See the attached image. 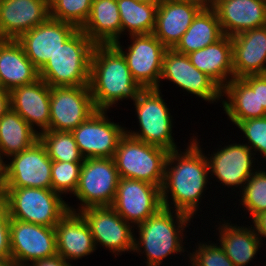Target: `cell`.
<instances>
[{
	"instance_id": "47",
	"label": "cell",
	"mask_w": 266,
	"mask_h": 266,
	"mask_svg": "<svg viewBox=\"0 0 266 266\" xmlns=\"http://www.w3.org/2000/svg\"><path fill=\"white\" fill-rule=\"evenodd\" d=\"M0 182H4V161L0 157Z\"/></svg>"
},
{
	"instance_id": "26",
	"label": "cell",
	"mask_w": 266,
	"mask_h": 266,
	"mask_svg": "<svg viewBox=\"0 0 266 266\" xmlns=\"http://www.w3.org/2000/svg\"><path fill=\"white\" fill-rule=\"evenodd\" d=\"M0 78L7 91L39 79V70L17 40L0 39Z\"/></svg>"
},
{
	"instance_id": "45",
	"label": "cell",
	"mask_w": 266,
	"mask_h": 266,
	"mask_svg": "<svg viewBox=\"0 0 266 266\" xmlns=\"http://www.w3.org/2000/svg\"><path fill=\"white\" fill-rule=\"evenodd\" d=\"M188 1H194L199 4H201L203 7H212L215 3V0H188Z\"/></svg>"
},
{
	"instance_id": "31",
	"label": "cell",
	"mask_w": 266,
	"mask_h": 266,
	"mask_svg": "<svg viewBox=\"0 0 266 266\" xmlns=\"http://www.w3.org/2000/svg\"><path fill=\"white\" fill-rule=\"evenodd\" d=\"M39 140V134L11 108L0 117V157L18 154Z\"/></svg>"
},
{
	"instance_id": "36",
	"label": "cell",
	"mask_w": 266,
	"mask_h": 266,
	"mask_svg": "<svg viewBox=\"0 0 266 266\" xmlns=\"http://www.w3.org/2000/svg\"><path fill=\"white\" fill-rule=\"evenodd\" d=\"M82 163L52 161V190L60 195L69 192L74 194L78 187Z\"/></svg>"
},
{
	"instance_id": "28",
	"label": "cell",
	"mask_w": 266,
	"mask_h": 266,
	"mask_svg": "<svg viewBox=\"0 0 266 266\" xmlns=\"http://www.w3.org/2000/svg\"><path fill=\"white\" fill-rule=\"evenodd\" d=\"M96 45H111L122 33L117 0H93L91 12L80 28Z\"/></svg>"
},
{
	"instance_id": "1",
	"label": "cell",
	"mask_w": 266,
	"mask_h": 266,
	"mask_svg": "<svg viewBox=\"0 0 266 266\" xmlns=\"http://www.w3.org/2000/svg\"><path fill=\"white\" fill-rule=\"evenodd\" d=\"M190 139L184 152L169 151L165 165L164 180L161 187L163 207L171 209L169 197L174 211L185 213L193 218L198 211L199 200L208 183L209 164L203 154L198 138ZM175 164V165H174ZM171 194V195H169Z\"/></svg>"
},
{
	"instance_id": "23",
	"label": "cell",
	"mask_w": 266,
	"mask_h": 266,
	"mask_svg": "<svg viewBox=\"0 0 266 266\" xmlns=\"http://www.w3.org/2000/svg\"><path fill=\"white\" fill-rule=\"evenodd\" d=\"M224 111L233 124L240 121L266 117V110L259 109L258 74L232 78L223 88Z\"/></svg>"
},
{
	"instance_id": "37",
	"label": "cell",
	"mask_w": 266,
	"mask_h": 266,
	"mask_svg": "<svg viewBox=\"0 0 266 266\" xmlns=\"http://www.w3.org/2000/svg\"><path fill=\"white\" fill-rule=\"evenodd\" d=\"M198 245L193 253L188 254L193 266H235L220 245L210 242Z\"/></svg>"
},
{
	"instance_id": "13",
	"label": "cell",
	"mask_w": 266,
	"mask_h": 266,
	"mask_svg": "<svg viewBox=\"0 0 266 266\" xmlns=\"http://www.w3.org/2000/svg\"><path fill=\"white\" fill-rule=\"evenodd\" d=\"M11 258L16 266H29L34 261L57 255L55 229L10 220Z\"/></svg>"
},
{
	"instance_id": "33",
	"label": "cell",
	"mask_w": 266,
	"mask_h": 266,
	"mask_svg": "<svg viewBox=\"0 0 266 266\" xmlns=\"http://www.w3.org/2000/svg\"><path fill=\"white\" fill-rule=\"evenodd\" d=\"M39 140L52 161L84 162L71 132L47 130L39 134Z\"/></svg>"
},
{
	"instance_id": "41",
	"label": "cell",
	"mask_w": 266,
	"mask_h": 266,
	"mask_svg": "<svg viewBox=\"0 0 266 266\" xmlns=\"http://www.w3.org/2000/svg\"><path fill=\"white\" fill-rule=\"evenodd\" d=\"M253 227L256 234L262 240V237L266 238V211L259 213L253 219ZM261 236V237H260Z\"/></svg>"
},
{
	"instance_id": "10",
	"label": "cell",
	"mask_w": 266,
	"mask_h": 266,
	"mask_svg": "<svg viewBox=\"0 0 266 266\" xmlns=\"http://www.w3.org/2000/svg\"><path fill=\"white\" fill-rule=\"evenodd\" d=\"M11 157L10 163L4 162L5 188L52 189V160L40 140Z\"/></svg>"
},
{
	"instance_id": "4",
	"label": "cell",
	"mask_w": 266,
	"mask_h": 266,
	"mask_svg": "<svg viewBox=\"0 0 266 266\" xmlns=\"http://www.w3.org/2000/svg\"><path fill=\"white\" fill-rule=\"evenodd\" d=\"M95 43L78 29L39 70L50 87L89 85Z\"/></svg>"
},
{
	"instance_id": "43",
	"label": "cell",
	"mask_w": 266,
	"mask_h": 266,
	"mask_svg": "<svg viewBox=\"0 0 266 266\" xmlns=\"http://www.w3.org/2000/svg\"><path fill=\"white\" fill-rule=\"evenodd\" d=\"M10 108V91H0V117Z\"/></svg>"
},
{
	"instance_id": "9",
	"label": "cell",
	"mask_w": 266,
	"mask_h": 266,
	"mask_svg": "<svg viewBox=\"0 0 266 266\" xmlns=\"http://www.w3.org/2000/svg\"><path fill=\"white\" fill-rule=\"evenodd\" d=\"M131 44L123 50L120 41L113 45L124 56L134 80L143 88H159L163 58L167 48L151 34L130 35Z\"/></svg>"
},
{
	"instance_id": "8",
	"label": "cell",
	"mask_w": 266,
	"mask_h": 266,
	"mask_svg": "<svg viewBox=\"0 0 266 266\" xmlns=\"http://www.w3.org/2000/svg\"><path fill=\"white\" fill-rule=\"evenodd\" d=\"M119 172L113 158H86L82 163L78 187L74 196L80 200L78 209L111 206L116 196Z\"/></svg>"
},
{
	"instance_id": "34",
	"label": "cell",
	"mask_w": 266,
	"mask_h": 266,
	"mask_svg": "<svg viewBox=\"0 0 266 266\" xmlns=\"http://www.w3.org/2000/svg\"><path fill=\"white\" fill-rule=\"evenodd\" d=\"M93 0H49L50 18L81 28L87 21Z\"/></svg>"
},
{
	"instance_id": "21",
	"label": "cell",
	"mask_w": 266,
	"mask_h": 266,
	"mask_svg": "<svg viewBox=\"0 0 266 266\" xmlns=\"http://www.w3.org/2000/svg\"><path fill=\"white\" fill-rule=\"evenodd\" d=\"M11 109L18 113L38 134L50 126V86L41 78L10 91ZM37 126L39 131L35 129Z\"/></svg>"
},
{
	"instance_id": "35",
	"label": "cell",
	"mask_w": 266,
	"mask_h": 266,
	"mask_svg": "<svg viewBox=\"0 0 266 266\" xmlns=\"http://www.w3.org/2000/svg\"><path fill=\"white\" fill-rule=\"evenodd\" d=\"M254 173L244 184L240 195L243 207L251 215L252 219L261 212L266 211V172L254 169Z\"/></svg>"
},
{
	"instance_id": "18",
	"label": "cell",
	"mask_w": 266,
	"mask_h": 266,
	"mask_svg": "<svg viewBox=\"0 0 266 266\" xmlns=\"http://www.w3.org/2000/svg\"><path fill=\"white\" fill-rule=\"evenodd\" d=\"M254 152L246 144L233 143L226 145L208 157L209 172L228 188L238 187L241 190L250 176L254 173L253 162L257 160ZM254 158H253V157Z\"/></svg>"
},
{
	"instance_id": "29",
	"label": "cell",
	"mask_w": 266,
	"mask_h": 266,
	"mask_svg": "<svg viewBox=\"0 0 266 266\" xmlns=\"http://www.w3.org/2000/svg\"><path fill=\"white\" fill-rule=\"evenodd\" d=\"M219 225V242L226 256L235 266H245L260 248L261 239L256 234L254 227H240L229 222ZM253 228V229H252Z\"/></svg>"
},
{
	"instance_id": "24",
	"label": "cell",
	"mask_w": 266,
	"mask_h": 266,
	"mask_svg": "<svg viewBox=\"0 0 266 266\" xmlns=\"http://www.w3.org/2000/svg\"><path fill=\"white\" fill-rule=\"evenodd\" d=\"M231 39L234 78L266 74V26L242 32Z\"/></svg>"
},
{
	"instance_id": "7",
	"label": "cell",
	"mask_w": 266,
	"mask_h": 266,
	"mask_svg": "<svg viewBox=\"0 0 266 266\" xmlns=\"http://www.w3.org/2000/svg\"><path fill=\"white\" fill-rule=\"evenodd\" d=\"M161 89H143L134 101L139 131L126 130L129 136L168 151L178 150L172 136V116L161 96Z\"/></svg>"
},
{
	"instance_id": "38",
	"label": "cell",
	"mask_w": 266,
	"mask_h": 266,
	"mask_svg": "<svg viewBox=\"0 0 266 266\" xmlns=\"http://www.w3.org/2000/svg\"><path fill=\"white\" fill-rule=\"evenodd\" d=\"M236 126L247 138V146L253 151H258L266 159V117L240 121Z\"/></svg>"
},
{
	"instance_id": "2",
	"label": "cell",
	"mask_w": 266,
	"mask_h": 266,
	"mask_svg": "<svg viewBox=\"0 0 266 266\" xmlns=\"http://www.w3.org/2000/svg\"><path fill=\"white\" fill-rule=\"evenodd\" d=\"M89 88L96 110H108L118 101L137 99L143 88L134 80L122 53L113 45H95Z\"/></svg>"
},
{
	"instance_id": "19",
	"label": "cell",
	"mask_w": 266,
	"mask_h": 266,
	"mask_svg": "<svg viewBox=\"0 0 266 266\" xmlns=\"http://www.w3.org/2000/svg\"><path fill=\"white\" fill-rule=\"evenodd\" d=\"M49 18V0H0V39L17 40Z\"/></svg>"
},
{
	"instance_id": "5",
	"label": "cell",
	"mask_w": 266,
	"mask_h": 266,
	"mask_svg": "<svg viewBox=\"0 0 266 266\" xmlns=\"http://www.w3.org/2000/svg\"><path fill=\"white\" fill-rule=\"evenodd\" d=\"M169 151L128 134L120 139L113 157L120 178L141 180L162 187Z\"/></svg>"
},
{
	"instance_id": "11",
	"label": "cell",
	"mask_w": 266,
	"mask_h": 266,
	"mask_svg": "<svg viewBox=\"0 0 266 266\" xmlns=\"http://www.w3.org/2000/svg\"><path fill=\"white\" fill-rule=\"evenodd\" d=\"M95 111L89 85L50 87L49 130L71 132Z\"/></svg>"
},
{
	"instance_id": "17",
	"label": "cell",
	"mask_w": 266,
	"mask_h": 266,
	"mask_svg": "<svg viewBox=\"0 0 266 266\" xmlns=\"http://www.w3.org/2000/svg\"><path fill=\"white\" fill-rule=\"evenodd\" d=\"M78 29L74 24L49 18L23 33L17 41L28 59L40 70Z\"/></svg>"
},
{
	"instance_id": "16",
	"label": "cell",
	"mask_w": 266,
	"mask_h": 266,
	"mask_svg": "<svg viewBox=\"0 0 266 266\" xmlns=\"http://www.w3.org/2000/svg\"><path fill=\"white\" fill-rule=\"evenodd\" d=\"M162 79H167L210 103L223 99L222 88L207 74L198 70L186 54L178 53L174 49H167L164 54Z\"/></svg>"
},
{
	"instance_id": "3",
	"label": "cell",
	"mask_w": 266,
	"mask_h": 266,
	"mask_svg": "<svg viewBox=\"0 0 266 266\" xmlns=\"http://www.w3.org/2000/svg\"><path fill=\"white\" fill-rule=\"evenodd\" d=\"M172 211V212H171ZM162 207L154 215L137 225L139 238H134L133 252L146 255V266H160L168 255L181 254L183 248V232L188 227L189 215ZM176 218V220H175ZM176 224V225H175ZM137 239V240H136ZM180 252V253H178Z\"/></svg>"
},
{
	"instance_id": "25",
	"label": "cell",
	"mask_w": 266,
	"mask_h": 266,
	"mask_svg": "<svg viewBox=\"0 0 266 266\" xmlns=\"http://www.w3.org/2000/svg\"><path fill=\"white\" fill-rule=\"evenodd\" d=\"M54 229L57 255L69 262L90 255L97 248L87 222L78 211L69 210Z\"/></svg>"
},
{
	"instance_id": "6",
	"label": "cell",
	"mask_w": 266,
	"mask_h": 266,
	"mask_svg": "<svg viewBox=\"0 0 266 266\" xmlns=\"http://www.w3.org/2000/svg\"><path fill=\"white\" fill-rule=\"evenodd\" d=\"M5 206L11 219L54 228L69 211L62 196L45 188H5Z\"/></svg>"
},
{
	"instance_id": "15",
	"label": "cell",
	"mask_w": 266,
	"mask_h": 266,
	"mask_svg": "<svg viewBox=\"0 0 266 266\" xmlns=\"http://www.w3.org/2000/svg\"><path fill=\"white\" fill-rule=\"evenodd\" d=\"M78 212L87 222L96 246L108 248L115 256L134 250L136 236L132 228L135 226L126 222L111 206L86 207Z\"/></svg>"
},
{
	"instance_id": "12",
	"label": "cell",
	"mask_w": 266,
	"mask_h": 266,
	"mask_svg": "<svg viewBox=\"0 0 266 266\" xmlns=\"http://www.w3.org/2000/svg\"><path fill=\"white\" fill-rule=\"evenodd\" d=\"M106 110H96L86 121L71 131L86 158H113L126 129L111 122Z\"/></svg>"
},
{
	"instance_id": "39",
	"label": "cell",
	"mask_w": 266,
	"mask_h": 266,
	"mask_svg": "<svg viewBox=\"0 0 266 266\" xmlns=\"http://www.w3.org/2000/svg\"><path fill=\"white\" fill-rule=\"evenodd\" d=\"M10 220L5 206L0 211V258H11Z\"/></svg>"
},
{
	"instance_id": "49",
	"label": "cell",
	"mask_w": 266,
	"mask_h": 266,
	"mask_svg": "<svg viewBox=\"0 0 266 266\" xmlns=\"http://www.w3.org/2000/svg\"><path fill=\"white\" fill-rule=\"evenodd\" d=\"M0 91H7V90H5V88L3 86V83L1 81V78H0Z\"/></svg>"
},
{
	"instance_id": "48",
	"label": "cell",
	"mask_w": 266,
	"mask_h": 266,
	"mask_svg": "<svg viewBox=\"0 0 266 266\" xmlns=\"http://www.w3.org/2000/svg\"><path fill=\"white\" fill-rule=\"evenodd\" d=\"M135 1L146 4H159L162 0H135Z\"/></svg>"
},
{
	"instance_id": "22",
	"label": "cell",
	"mask_w": 266,
	"mask_h": 266,
	"mask_svg": "<svg viewBox=\"0 0 266 266\" xmlns=\"http://www.w3.org/2000/svg\"><path fill=\"white\" fill-rule=\"evenodd\" d=\"M212 8L229 37L266 26V0H215Z\"/></svg>"
},
{
	"instance_id": "32",
	"label": "cell",
	"mask_w": 266,
	"mask_h": 266,
	"mask_svg": "<svg viewBox=\"0 0 266 266\" xmlns=\"http://www.w3.org/2000/svg\"><path fill=\"white\" fill-rule=\"evenodd\" d=\"M122 32L129 35L153 33L158 4L140 3L135 0H117Z\"/></svg>"
},
{
	"instance_id": "27",
	"label": "cell",
	"mask_w": 266,
	"mask_h": 266,
	"mask_svg": "<svg viewBox=\"0 0 266 266\" xmlns=\"http://www.w3.org/2000/svg\"><path fill=\"white\" fill-rule=\"evenodd\" d=\"M191 63L207 74L221 88L234 78L232 39L224 35L217 42L187 54Z\"/></svg>"
},
{
	"instance_id": "30",
	"label": "cell",
	"mask_w": 266,
	"mask_h": 266,
	"mask_svg": "<svg viewBox=\"0 0 266 266\" xmlns=\"http://www.w3.org/2000/svg\"><path fill=\"white\" fill-rule=\"evenodd\" d=\"M223 36L216 11L212 7H204L173 49L187 55L217 42Z\"/></svg>"
},
{
	"instance_id": "42",
	"label": "cell",
	"mask_w": 266,
	"mask_h": 266,
	"mask_svg": "<svg viewBox=\"0 0 266 266\" xmlns=\"http://www.w3.org/2000/svg\"><path fill=\"white\" fill-rule=\"evenodd\" d=\"M259 109L266 110V74H258Z\"/></svg>"
},
{
	"instance_id": "14",
	"label": "cell",
	"mask_w": 266,
	"mask_h": 266,
	"mask_svg": "<svg viewBox=\"0 0 266 266\" xmlns=\"http://www.w3.org/2000/svg\"><path fill=\"white\" fill-rule=\"evenodd\" d=\"M111 207L126 222L137 226L163 207L161 188L141 180L120 178Z\"/></svg>"
},
{
	"instance_id": "44",
	"label": "cell",
	"mask_w": 266,
	"mask_h": 266,
	"mask_svg": "<svg viewBox=\"0 0 266 266\" xmlns=\"http://www.w3.org/2000/svg\"><path fill=\"white\" fill-rule=\"evenodd\" d=\"M6 190L4 182H0V211L5 207Z\"/></svg>"
},
{
	"instance_id": "40",
	"label": "cell",
	"mask_w": 266,
	"mask_h": 266,
	"mask_svg": "<svg viewBox=\"0 0 266 266\" xmlns=\"http://www.w3.org/2000/svg\"><path fill=\"white\" fill-rule=\"evenodd\" d=\"M31 264L29 266H72L71 263L59 255L51 258L40 259Z\"/></svg>"
},
{
	"instance_id": "46",
	"label": "cell",
	"mask_w": 266,
	"mask_h": 266,
	"mask_svg": "<svg viewBox=\"0 0 266 266\" xmlns=\"http://www.w3.org/2000/svg\"><path fill=\"white\" fill-rule=\"evenodd\" d=\"M0 266H16L12 258H0Z\"/></svg>"
},
{
	"instance_id": "20",
	"label": "cell",
	"mask_w": 266,
	"mask_h": 266,
	"mask_svg": "<svg viewBox=\"0 0 266 266\" xmlns=\"http://www.w3.org/2000/svg\"><path fill=\"white\" fill-rule=\"evenodd\" d=\"M203 8L194 1L162 0L156 11L153 34L167 49H173Z\"/></svg>"
}]
</instances>
